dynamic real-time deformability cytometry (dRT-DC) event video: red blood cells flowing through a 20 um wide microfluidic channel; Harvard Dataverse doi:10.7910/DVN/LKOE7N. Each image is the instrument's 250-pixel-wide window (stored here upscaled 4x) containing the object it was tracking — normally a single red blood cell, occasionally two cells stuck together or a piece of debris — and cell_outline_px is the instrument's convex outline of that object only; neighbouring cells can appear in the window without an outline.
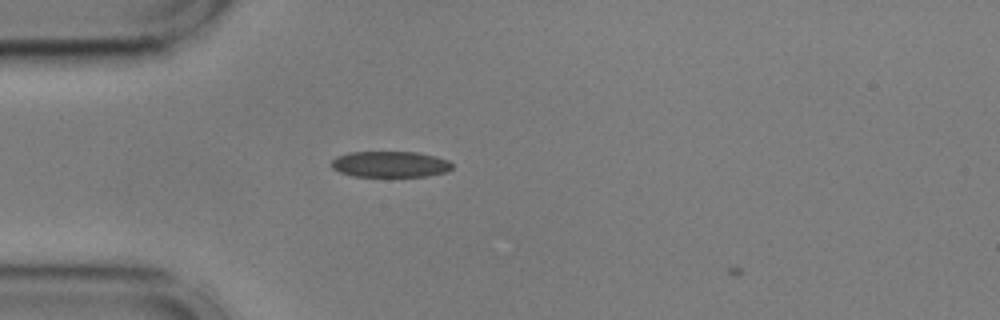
{"species": "common noctule bat (a hibernating species)", "species_latin": "Nyctalus noctula", "temperature_condition": "cold", "stored_images_in_passage": 3, "camera_frame_rate_fps": 3000, "um_per_image_px": 0.085, "animal": {"sex": "male", "body_mass_g": 17.9, "forearm_length_mm": 54.2}, "frame": {"image": 1, "passage_image": 2, "time_ms": 0.333, "image_size_px": [1000, 320], "cell_outline_px": [[452, 168], [448, 172], [428, 176], [352, 176], [340, 172], [332, 168], [332, 160], [336, 156], [348, 152], [416, 152], [436, 156], [448, 160], [452, 164]], "centroid_in_image_um": [33.18, 13.96], "position_along_channel_um": 51.8, "area_um2": 18.38}}